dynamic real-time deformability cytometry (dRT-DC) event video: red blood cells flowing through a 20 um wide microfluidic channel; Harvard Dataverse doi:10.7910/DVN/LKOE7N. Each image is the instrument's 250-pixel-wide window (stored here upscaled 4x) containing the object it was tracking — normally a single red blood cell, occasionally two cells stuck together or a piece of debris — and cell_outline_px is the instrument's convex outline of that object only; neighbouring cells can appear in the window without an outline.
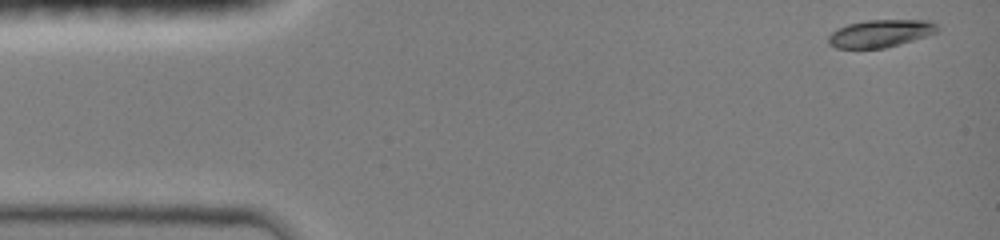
{"species": "common noctule bat (a hibernating species)", "species_latin": "Nyctalus noctula", "temperature_condition": "room temperature", "stored_images_in_passage": 86, "camera_frame_rate_fps": 3000, "um_per_image_px": 0.085, "animal": {"sex": "female", "body_mass_g": 19.0, "forearm_length_mm": 51.5}, "frame": {"image": 1, "passage_image": 1, "time_ms": 0.0, "image_size_px": [1000, 240], "cell_outline_px": [[940, 28], [936, 32], [912, 40], [884, 48], [836, 48], [828, 44], [828, 36], [832, 32], [848, 24], [864, 20], [932, 20]], "centroid_in_image_um": [74.82, 2.83], "position_along_channel_um": 10.2, "area_um2": 17.34}}
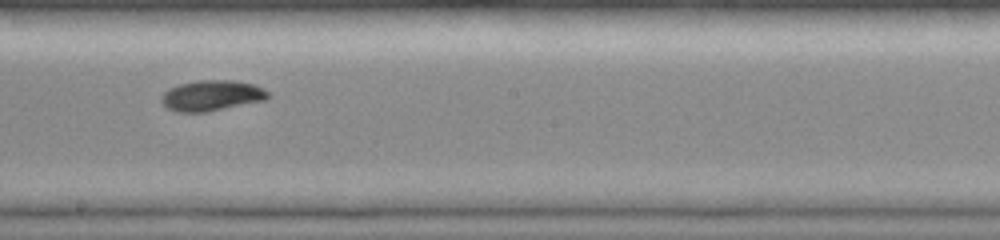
{"frame": {"image": 2, "passage_image": 52, "time_ms": 8.0, "image_size_px": [1000, 240], "cell_outline_px": [[268, 96], [264, 100], [208, 112], [180, 112], [168, 108], [160, 100], [160, 96], [168, 88], [180, 84], [196, 80], [232, 80], [256, 84], [264, 88], [268, 92]], "centroid_in_image_um": [17.98, 8.11], "position_along_channel_um": 230.2, "area_um2": 19.07}}
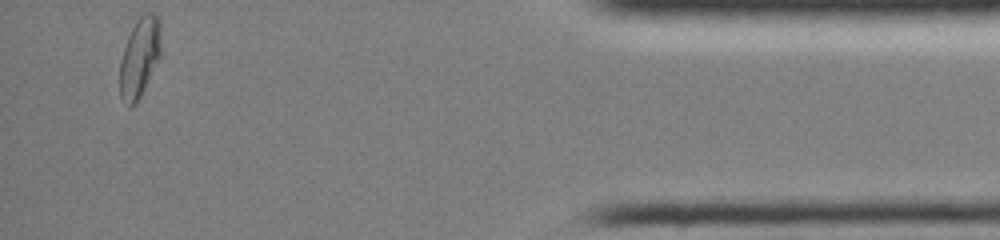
{"frame": {"image": 3, "passage_image": 86, "time_ms": 14.0, "image_size_px": [1000, 240], "cell_outline_px": [[160, 56], [136, 104], [128, 108], [120, 96], [120, 60], [128, 36], [136, 20], [144, 12], [152, 12], [160, 20]], "centroid_in_image_um": [11.85, 4.87], "position_along_channel_um": 423.3, "area_um2": 18.96}, "authors_computed_cell_mechanics": {"area_um2": 18.0047, "velocity_mm_per_s": 4.1147, "shape_relaxation_time_tau1_ms": 3.3951, "shape_relaxation_time_tau2_ms": null, "deformation_change_tau1": 0.163, "deformation_change_tau2": null}}